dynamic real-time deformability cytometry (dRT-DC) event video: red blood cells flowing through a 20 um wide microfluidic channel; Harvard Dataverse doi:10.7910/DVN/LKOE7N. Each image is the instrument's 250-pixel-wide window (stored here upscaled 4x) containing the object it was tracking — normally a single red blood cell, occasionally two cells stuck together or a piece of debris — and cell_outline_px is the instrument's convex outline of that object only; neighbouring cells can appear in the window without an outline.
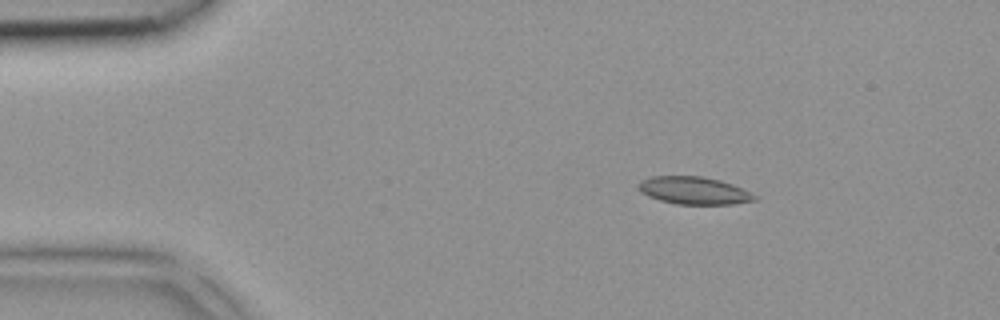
{"species": "common noctule bat (a hibernating species)", "species_latin": "Nyctalus noctula", "temperature_condition": "room temperature", "stored_images_in_passage": 4, "camera_frame_rate_fps": 3000, "um_per_image_px": 0.085, "animal": {"sex": "female", "body_mass_g": 18.4}, "frame": {"image": 1, "passage_image": 2, "time_ms": 0.333, "image_size_px": [1000, 320], "cell_outline_px": [[756, 200], [732, 204], [676, 204], [660, 200], [648, 196], [640, 192], [636, 184], [640, 180], [652, 176], [704, 176], [720, 180], [732, 184], [756, 196]], "centroid_in_image_um": [58.92, 16.19], "position_along_channel_um": 26.1, "area_um2": 18.61}}
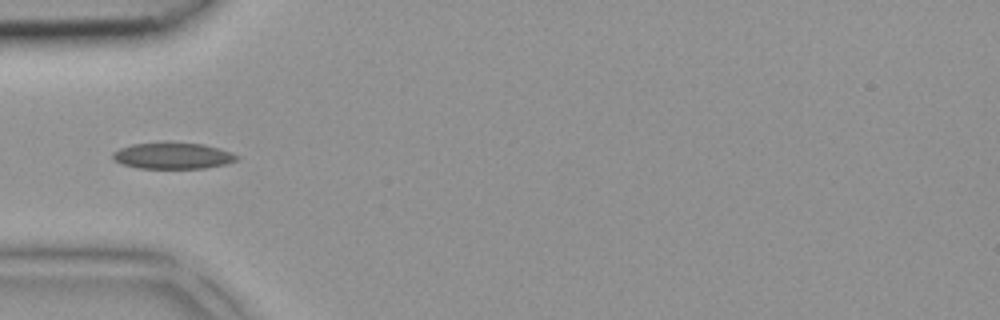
{"frame": {"image": 2, "passage_image": 4, "time_ms": 1.0, "image_size_px": [1000, 320], "cell_outline_px": [[240, 156], [236, 160], [224, 164], [204, 168], [136, 168], [120, 164], [112, 160], [112, 152], [120, 148], [132, 144], [168, 140], [204, 144], [220, 148], [232, 152]], "centroid_in_image_um": [14.64, 13.2], "position_along_channel_um": 70.4, "area_um2": 19.71}}